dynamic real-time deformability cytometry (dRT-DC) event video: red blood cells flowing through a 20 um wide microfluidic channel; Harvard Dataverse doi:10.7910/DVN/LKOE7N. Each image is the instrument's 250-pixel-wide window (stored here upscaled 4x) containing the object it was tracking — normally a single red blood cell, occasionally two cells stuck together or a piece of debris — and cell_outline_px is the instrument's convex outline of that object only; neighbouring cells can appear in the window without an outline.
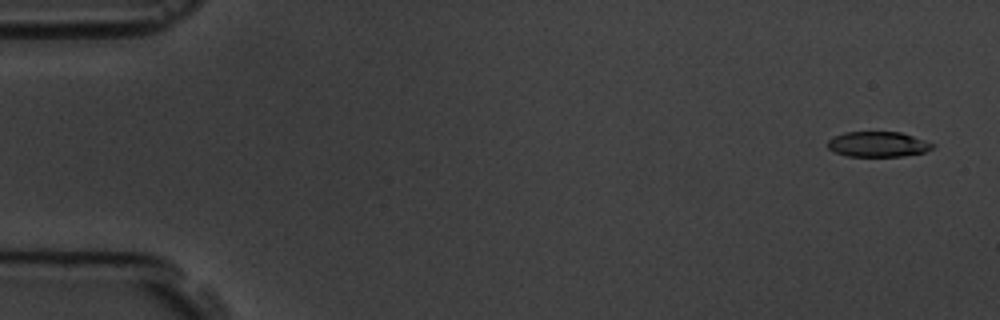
{"species": "common noctule bat (a hibernating species)", "species_latin": "Nyctalus noctula", "temperature_condition": "room temperature", "stored_images_in_passage": 5, "camera_frame_rate_fps": 3000, "um_per_image_px": 0.085, "animal": {"sex": "male", "body_mass_g": 19.5, "forearm_length_mm": 54.6}, "frame": {"image": 1, "passage_image": 1, "time_ms": 0.0, "image_size_px": [1000, 320], "cell_outline_px": [[936, 144], [932, 148], [924, 152], [900, 156], [848, 156], [836, 152], [828, 148], [828, 140], [844, 132], [900, 132]], "centroid_in_image_um": [74.63, 12.26], "position_along_channel_um": 10.4, "area_um2": 15.2}}
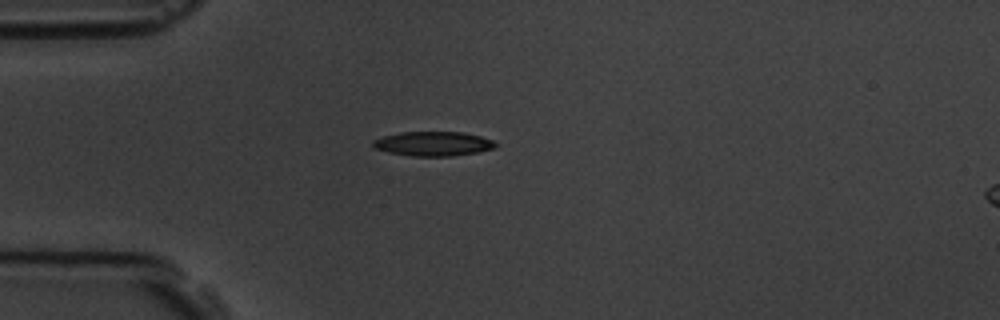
{"frame": {"image": 2, "passage_image": 5, "time_ms": 4.333, "image_size_px": [1000, 320], "cell_outline_px": [[500, 144], [492, 148], [476, 152], [452, 156], [412, 156], [388, 152], [372, 148], [372, 140], [384, 136], [400, 132], [464, 132], [480, 136], [492, 140]], "centroid_in_image_um": [36.79, 12.21], "position_along_channel_um": 48.2, "area_um2": 17.46}}